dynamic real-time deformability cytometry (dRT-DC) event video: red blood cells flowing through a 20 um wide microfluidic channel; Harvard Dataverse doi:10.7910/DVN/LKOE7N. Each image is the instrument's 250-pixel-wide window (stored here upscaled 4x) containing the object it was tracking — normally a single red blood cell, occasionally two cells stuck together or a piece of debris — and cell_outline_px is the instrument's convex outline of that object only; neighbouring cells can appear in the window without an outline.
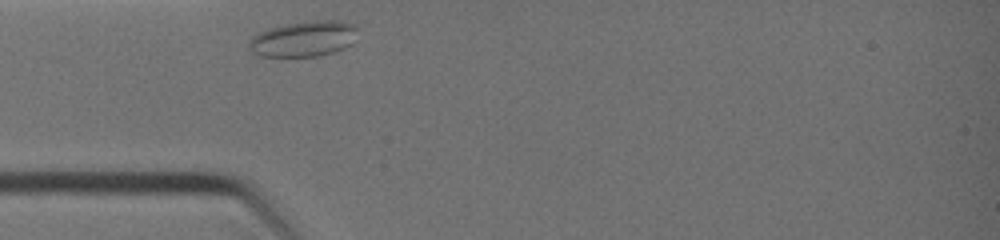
{"species": "common noctule bat (a hibernating species)", "species_latin": "Nyctalus noctula", "temperature_condition": "warm", "stored_images_in_passage": 22, "camera_frame_rate_fps": 3000, "um_per_image_px": 0.085, "animal": {"sex": "female", "body_mass_g": 19.0, "forearm_length_mm": 51.5}, "frame": {"image": 1, "passage_image": 1, "time_ms": 0.0, "image_size_px": [1000, 240], "cell_outline_px": [[356, 28], [352, 44], [344, 48], [332, 52], [316, 56], [260, 56], [252, 52], [248, 48], [248, 40], [252, 36], [268, 28], [288, 24], [312, 20], [336, 20], [356, 24]], "centroid_in_image_um": [25.78, 3.29], "position_along_channel_um": 59.2, "area_um2": 22.48}}
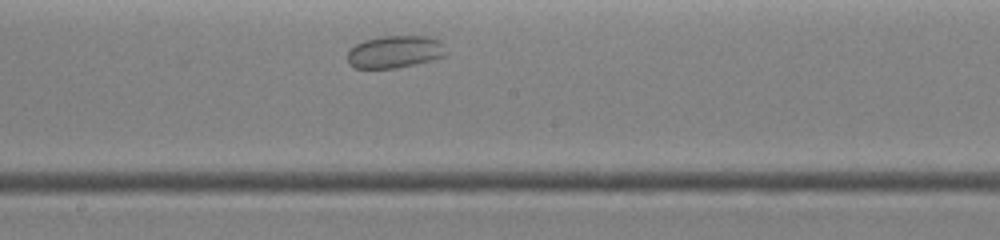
{"frame": {"image": 2, "passage_image": 11, "time_ms": 3.333, "image_size_px": [1000, 240], "cell_outline_px": [[448, 52], [444, 56], [432, 60], [416, 64], [396, 68], [356, 68], [348, 64], [348, 52], [356, 44], [364, 40], [380, 36], [428, 36], [436, 40]], "centroid_in_image_um": [33.54, 4.41], "position_along_channel_um": 214.7, "area_um2": 18.5}}
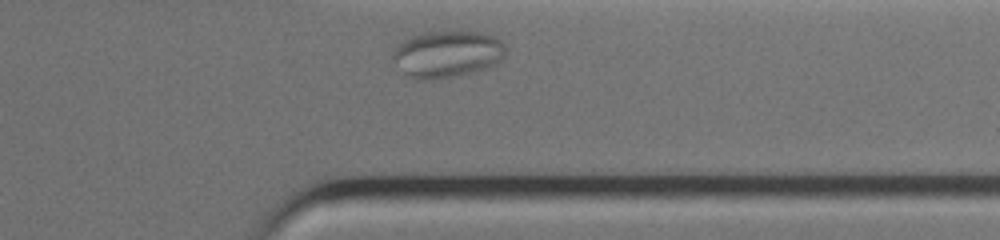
{"frame": {"image": 3, "passage_image": 21, "time_ms": 6.667, "image_size_px": [1000, 240], "cell_outline_px": [[508, 48], [504, 56], [496, 64], [472, 72], [456, 76], [428, 80], [416, 80], [404, 72], [392, 56], [396, 44], [412, 36], [428, 32], [460, 28], [480, 32], [496, 36]], "centroid_in_image_um": [38.06, 4.54], "position_along_channel_um": 373.3, "area_um2": 31.33}}